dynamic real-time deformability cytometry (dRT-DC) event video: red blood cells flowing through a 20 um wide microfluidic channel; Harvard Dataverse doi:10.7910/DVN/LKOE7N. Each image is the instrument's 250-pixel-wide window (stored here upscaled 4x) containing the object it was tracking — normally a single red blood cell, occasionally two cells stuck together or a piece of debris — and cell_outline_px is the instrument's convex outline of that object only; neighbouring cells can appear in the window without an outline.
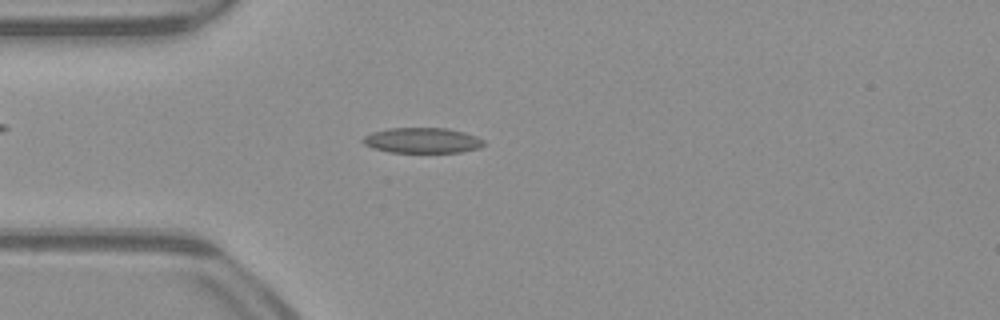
{"species": "common noctule bat (a hibernating species)", "species_latin": "Nyctalus noctula", "temperature_condition": "warm", "stored_images_in_passage": 51, "camera_frame_rate_fps": 3000, "um_per_image_px": 0.085, "animal": {"sex": "male", "body_mass_g": 23.1, "forearm_length_mm": 52.7}, "frame": {"image": 1, "passage_image": 13, "time_ms": 4.0, "image_size_px": [1000, 320], "cell_outline_px": [[484, 144], [480, 148], [460, 152], [388, 152], [372, 148], [364, 144], [360, 140], [364, 136], [372, 132], [388, 128], [448, 128], [464, 132], [476, 136], [484, 140]], "centroid_in_image_um": [35.87, 11.93], "position_along_channel_um": 49.1, "area_um2": 17.98}}
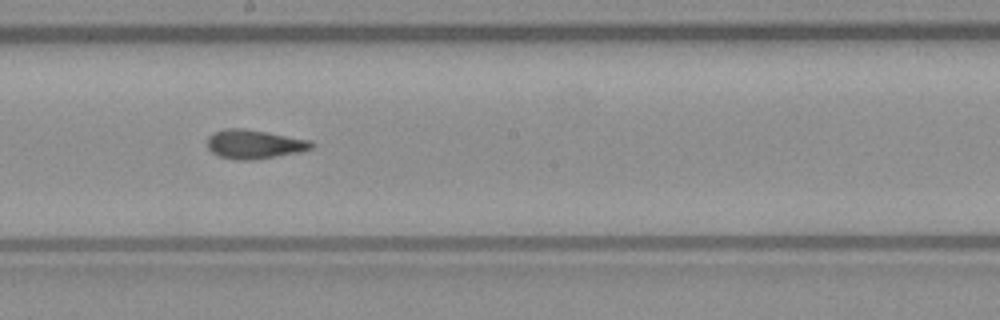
{"frame": {"image": 2, "passage_image": 27, "time_ms": 8.667, "image_size_px": [1000, 320], "cell_outline_px": [[316, 144], [312, 148], [300, 152], [252, 160], [236, 160], [220, 156], [212, 152], [208, 148], [208, 136], [212, 132], [224, 128], [244, 128], [268, 132], [312, 140]], "centroid_in_image_um": [21.63, 12.24], "position_along_channel_um": 226.6, "area_um2": 17.8}}
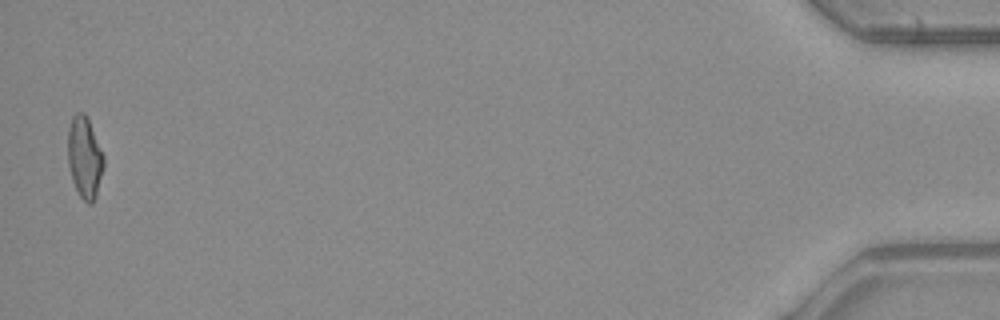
{"frame": {"image": 3, "passage_image": 50, "time_ms": 16.333, "image_size_px": [1000, 320], "cell_outline_px": [[104, 168], [96, 196], [92, 204], [88, 204], [80, 196], [72, 180], [68, 164], [68, 128], [72, 116], [76, 112], [84, 112], [88, 120], [104, 156]], "centroid_in_image_um": [7.19, 13.39], "position_along_channel_um": 428.0, "area_um2": 16.99}, "authors_computed_cell_mechanics": {"area_um2": 17.3978, "velocity_mm_per_s": 3.9895, "shape_relaxation_time_tau1_ms": 5.4855, "shape_relaxation_time_tau2_ms": 1.5701, "deformation_change_tau1": 0.1525, "deformation_change_tau2": 0.093}}